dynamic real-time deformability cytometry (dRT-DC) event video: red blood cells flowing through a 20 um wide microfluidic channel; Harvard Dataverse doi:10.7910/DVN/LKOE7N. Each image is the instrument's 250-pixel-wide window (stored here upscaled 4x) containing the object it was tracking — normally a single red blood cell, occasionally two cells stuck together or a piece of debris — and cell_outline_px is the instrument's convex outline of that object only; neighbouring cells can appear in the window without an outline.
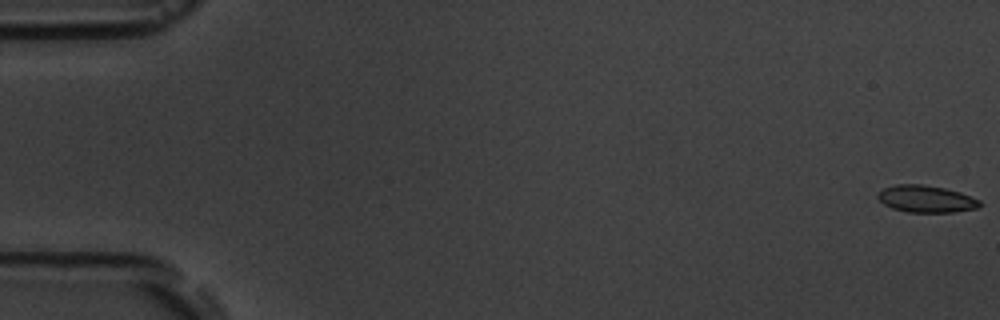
{"species": "common noctule bat (a hibernating species)", "species_latin": "Nyctalus noctula", "temperature_condition": "room temperature", "stored_images_in_passage": 6, "camera_frame_rate_fps": 3000, "um_per_image_px": 0.085, "animal": {"sex": "male", "body_mass_g": 19.5, "forearm_length_mm": 54.6}, "frame": {"image": 1, "passage_image": 1, "time_ms": 0.0, "image_size_px": [1000, 320], "cell_outline_px": [[984, 204], [980, 208], [952, 212], [908, 212], [892, 208], [884, 204], [876, 196], [884, 188], [896, 184], [924, 184], [944, 188], [960, 192], [980, 200]], "centroid_in_image_um": [78.77, 16.91], "position_along_channel_um": 6.2, "area_um2": 16.13}}
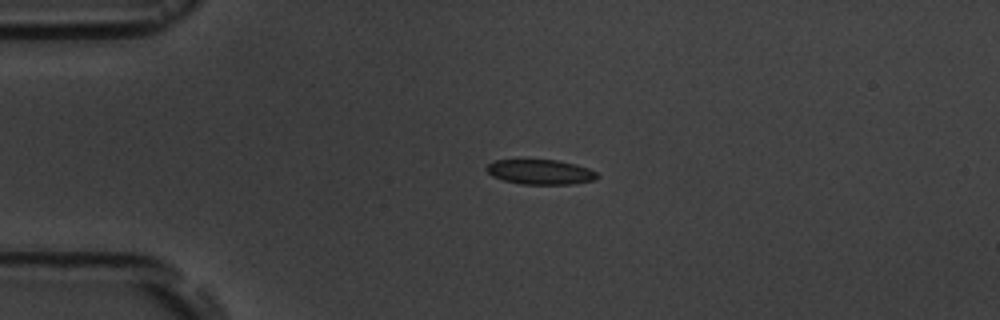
{"frame": {"image": 2, "passage_image": 5, "time_ms": 4.333, "image_size_px": [1000, 320], "cell_outline_px": [[600, 176], [596, 180], [572, 184], [520, 184], [504, 180], [492, 176], [488, 172], [488, 164], [496, 160], [556, 160], [576, 164], [588, 168], [596, 172]], "centroid_in_image_um": [45.99, 14.62], "position_along_channel_um": 39.0, "area_um2": 15.95}}